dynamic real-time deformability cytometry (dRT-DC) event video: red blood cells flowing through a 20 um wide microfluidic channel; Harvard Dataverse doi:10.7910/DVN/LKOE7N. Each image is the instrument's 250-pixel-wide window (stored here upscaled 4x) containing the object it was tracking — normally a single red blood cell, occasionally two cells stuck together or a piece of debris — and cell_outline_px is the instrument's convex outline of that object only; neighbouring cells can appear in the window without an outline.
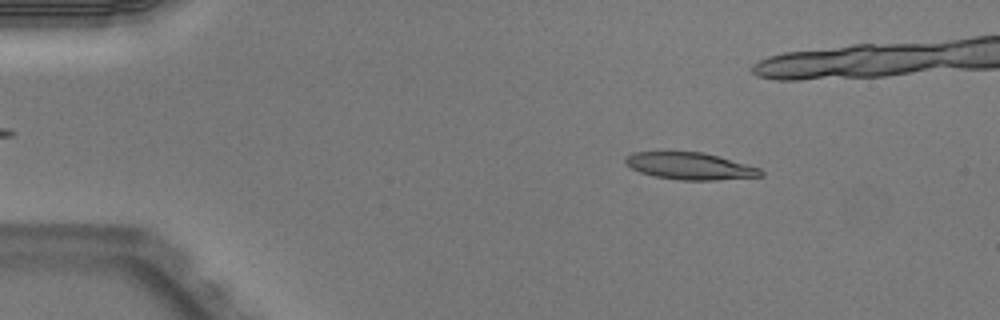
{"species": "Egyptian fruit bat (a non-hibernating species)", "species_latin": "Rousettus aegyptiacus", "temperature_condition": "warm", "stored_images_in_passage": 51, "camera_frame_rate_fps": 3000, "um_per_image_px": 0.085, "animal": {"sex": "male"}, "frame": {"image": 1, "passage_image": 8, "time_ms": 2.333, "image_size_px": [1000, 320], "cell_outline_px": [[764, 176], [716, 180], [680, 180], [652, 176], [640, 172], [624, 164], [624, 156], [632, 152], [704, 152], [720, 156], [760, 168], [764, 172]], "centroid_in_image_um": [58.64, 14.11], "position_along_channel_um": 26.4, "area_um2": 21.56}}
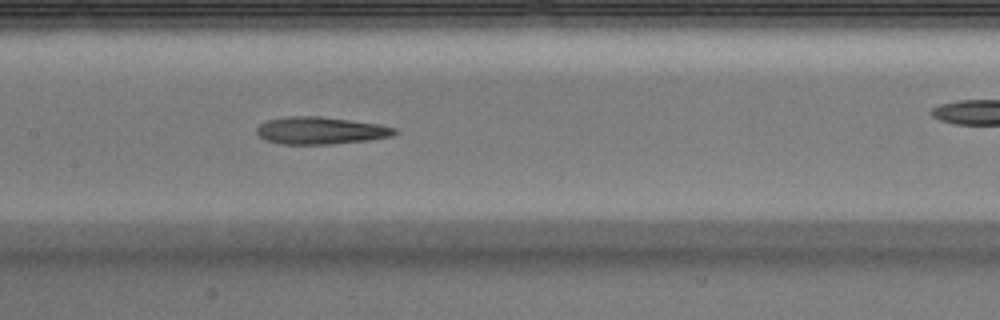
{"frame": {"image": 2, "passage_image": 25, "time_ms": 8.0, "image_size_px": [1000, 320], "cell_outline_px": [[400, 132], [392, 136], [368, 140], [332, 144], [280, 144], [264, 140], [256, 132], [256, 128], [260, 124], [268, 120], [284, 116], [320, 116], [352, 120], [380, 124], [396, 128]], "centroid_in_image_um": [27.26, 11.09], "position_along_channel_um": 180.1, "area_um2": 22.2}}
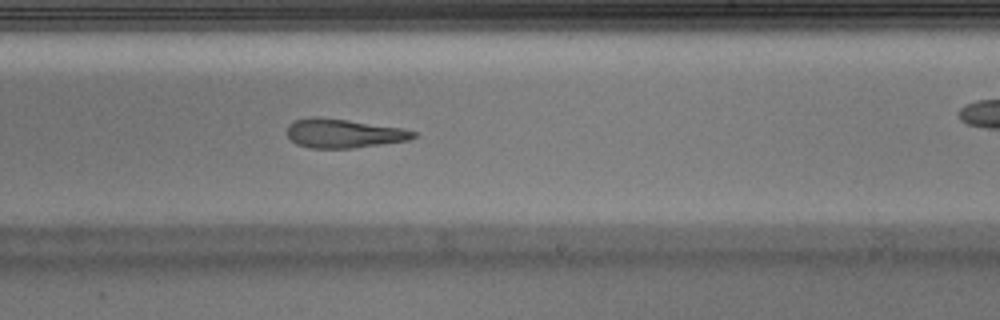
{"frame": {"image": 3, "passage_image": 31, "time_ms": 10.0, "image_size_px": [1000, 320], "cell_outline_px": [[416, 136], [408, 140], [352, 148], [312, 148], [296, 144], [288, 136], [288, 124], [296, 120], [312, 116], [316, 116], [348, 120], [404, 128], [416, 132]], "centroid_in_image_um": [29.2, 11.33], "position_along_channel_um": 259.8, "area_um2": 21.21}, "authors_computed_cell_mechanics": {"area_um2": 22.3108, "velocity_mm_per_s": 3.9911, "shape_relaxation_time_tau1_ms": 10.3876, "shape_relaxation_time_tau2_ms": 1.9523, "deformation_change_tau1": 0.2971, "deformation_change_tau2": 0.1057}}